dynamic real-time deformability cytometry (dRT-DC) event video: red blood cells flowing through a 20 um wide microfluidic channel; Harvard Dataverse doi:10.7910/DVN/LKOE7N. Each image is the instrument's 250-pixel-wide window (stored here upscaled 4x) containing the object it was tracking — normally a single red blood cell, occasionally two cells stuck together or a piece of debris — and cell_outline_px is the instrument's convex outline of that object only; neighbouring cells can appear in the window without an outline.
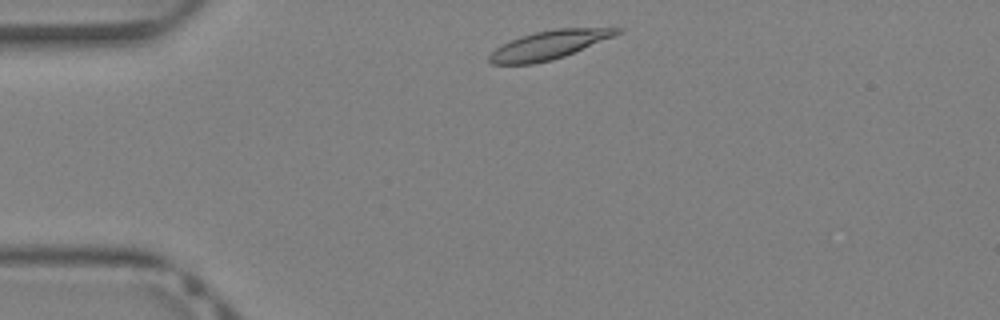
{"species": "Egyptian fruit bat (a non-hibernating species)", "species_latin": "Rousettus aegyptiacus", "temperature_condition": "warm", "stored_images_in_passage": 33, "camera_frame_rate_fps": 3000, "um_per_image_px": 0.085, "animal": {"sex": "female"}, "frame": {"image": 1, "passage_image": 2, "time_ms": 0.333, "image_size_px": [1000, 320], "cell_outline_px": [[624, 32], [616, 36], [564, 56], [552, 60], [532, 64], [492, 64], [488, 60], [488, 56], [496, 48], [520, 36], [536, 32], [556, 28], [624, 28]], "centroid_in_image_um": [46.72, 3.81], "position_along_channel_um": 38.3, "area_um2": 21.21}}
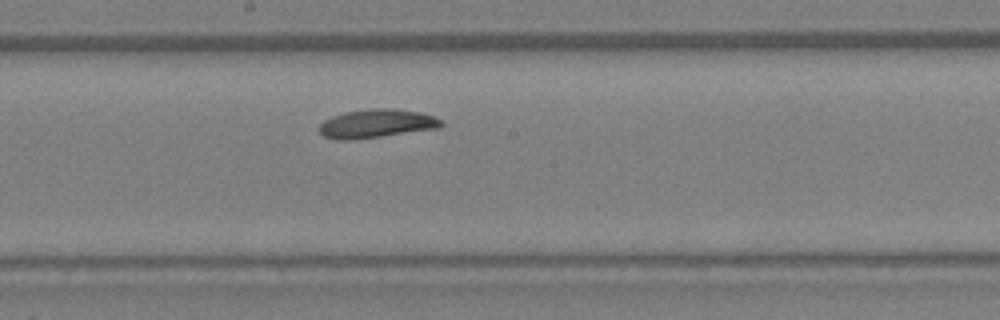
{"frame": {"image": 2, "passage_image": 15, "time_ms": 4.667, "image_size_px": [1000, 320], "cell_outline_px": [[444, 124], [440, 128], [352, 140], [336, 140], [324, 136], [320, 132], [320, 124], [324, 120], [332, 116], [344, 112], [376, 108], [392, 108], [420, 112], [444, 120]], "centroid_in_image_um": [32.03, 10.5], "position_along_channel_um": 216.2, "area_um2": 20.35}}
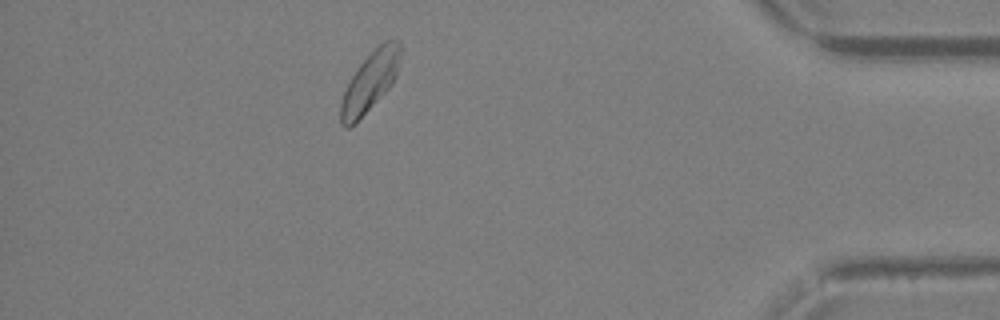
{"frame": {"image": 3, "passage_image": 29, "time_ms": 9.333, "image_size_px": [1000, 320], "cell_outline_px": [[400, 60], [396, 76], [392, 84], [356, 124], [348, 128], [344, 128], [340, 124], [340, 104], [344, 92], [352, 76], [360, 64], [384, 40], [400, 40]], "centroid_in_image_um": [31.44, 6.99], "position_along_channel_um": 403.8, "area_um2": 20.58}, "authors_computed_cell_mechanics": {"area_um2": 20.1722, "velocity_mm_per_s": 4.9816, "shape_relaxation_time_tau1_ms": 4.9881, "shape_relaxation_time_tau2_ms": null, "deformation_change_tau1": 0.1261, "deformation_change_tau2": null}}